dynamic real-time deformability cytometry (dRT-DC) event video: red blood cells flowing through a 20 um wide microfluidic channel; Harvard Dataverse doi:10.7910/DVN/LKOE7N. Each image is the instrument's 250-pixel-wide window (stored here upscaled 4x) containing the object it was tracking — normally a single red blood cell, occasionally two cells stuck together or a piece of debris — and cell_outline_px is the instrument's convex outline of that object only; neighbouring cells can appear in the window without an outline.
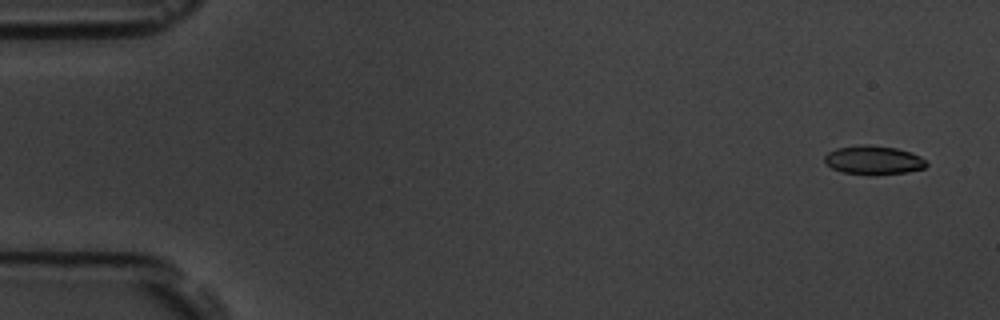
{"species": "common noctule bat (a hibernating species)", "species_latin": "Nyctalus noctula", "temperature_condition": "room temperature", "stored_images_in_passage": 5, "camera_frame_rate_fps": 3000, "um_per_image_px": 0.085, "animal": {"sex": "male", "body_mass_g": 19.5, "forearm_length_mm": 54.6}, "frame": {"image": 1, "passage_image": 1, "time_ms": 0.0, "image_size_px": [1000, 320], "cell_outline_px": [[928, 164], [924, 168], [908, 172], [844, 172], [832, 168], [824, 160], [824, 156], [828, 152], [836, 148], [864, 144], [868, 144], [896, 148], [912, 152], [920, 156]], "centroid_in_image_um": [74.26, 13.55], "position_along_channel_um": 10.7, "area_um2": 16.36}}
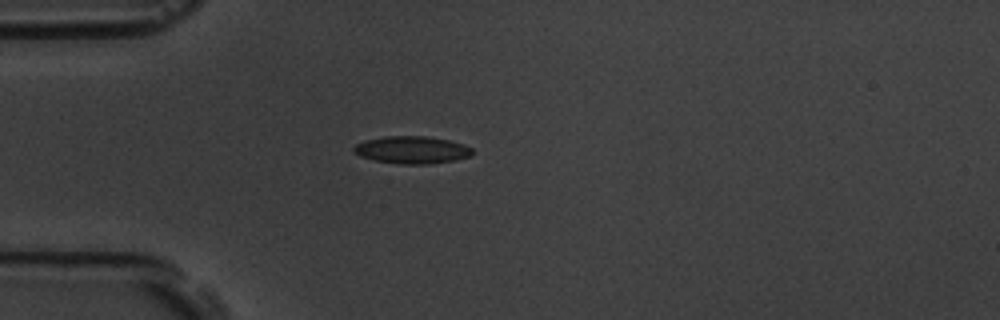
{"frame": {"image": 2, "passage_image": 5, "time_ms": 4.333, "image_size_px": [1000, 320], "cell_outline_px": [[472, 152], [468, 156], [456, 160], [428, 164], [400, 164], [376, 160], [360, 156], [352, 152], [352, 148], [356, 144], [364, 140], [384, 136], [424, 136], [448, 140], [464, 144], [472, 148]], "centroid_in_image_um": [34.97, 12.73], "position_along_channel_um": 50.0, "area_um2": 18.9}}